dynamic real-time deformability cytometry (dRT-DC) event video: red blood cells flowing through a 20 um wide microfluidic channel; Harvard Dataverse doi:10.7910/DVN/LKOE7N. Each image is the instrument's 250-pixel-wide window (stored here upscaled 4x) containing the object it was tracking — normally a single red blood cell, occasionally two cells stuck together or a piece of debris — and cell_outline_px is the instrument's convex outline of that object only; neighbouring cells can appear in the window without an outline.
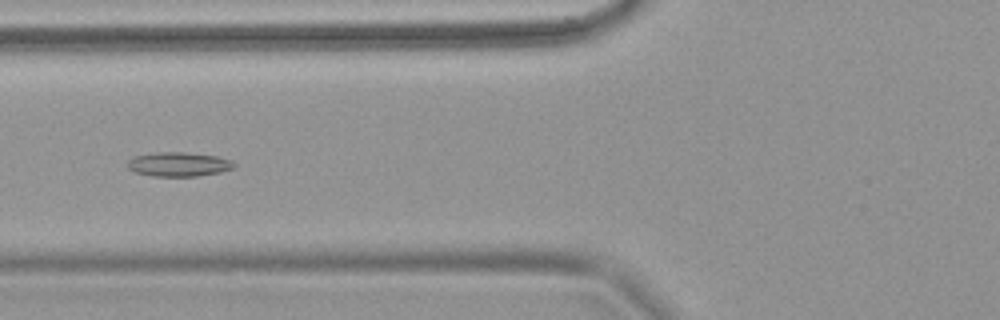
{"species": "common noctule bat (a hibernating species)", "species_latin": "Nyctalus noctula", "temperature_condition": "warm", "stored_images_in_passage": 61, "camera_frame_rate_fps": 3000, "um_per_image_px": 0.085, "animal": {"sex": "female", "body_mass_g": 18.4}, "frame": {"image": 1, "passage_image": 26, "time_ms": 8.333, "image_size_px": [1000, 320], "cell_outline_px": [[236, 164], [232, 168], [220, 172], [196, 176], [152, 176], [136, 172], [128, 168], [128, 160], [136, 156], [156, 152], [184, 152], [216, 156], [232, 160]], "centroid_in_image_um": [15.19, 13.96], "position_along_channel_um": 110.6, "area_um2": 14.91}}
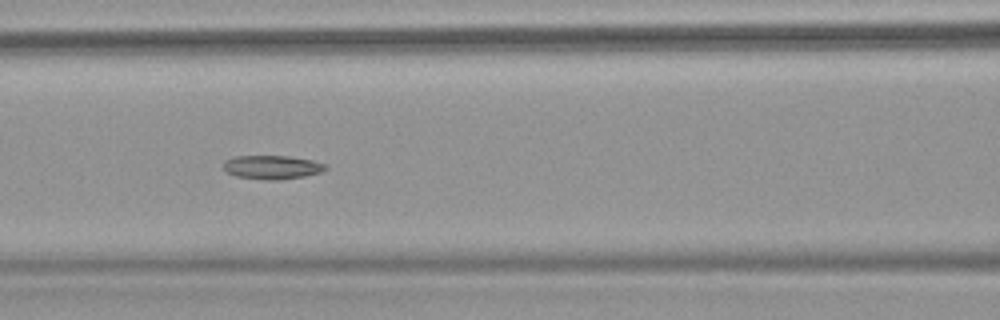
{"frame": {"image": 2, "passage_image": 29, "time_ms": 9.333, "image_size_px": [1000, 320], "cell_outline_px": [[328, 168], [320, 172], [304, 176], [280, 180], [264, 180], [236, 176], [224, 172], [224, 160], [236, 156], [288, 156], [312, 160], [324, 164]], "centroid_in_image_um": [23.09, 14.22], "position_along_channel_um": 143.5, "area_um2": 14.16}}